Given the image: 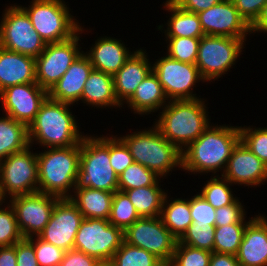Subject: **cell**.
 Returning a JSON list of instances; mask_svg holds the SVG:
<instances>
[{
	"mask_svg": "<svg viewBox=\"0 0 267 266\" xmlns=\"http://www.w3.org/2000/svg\"><path fill=\"white\" fill-rule=\"evenodd\" d=\"M0 266H17L16 243L13 246L0 247Z\"/></svg>",
	"mask_w": 267,
	"mask_h": 266,
	"instance_id": "51",
	"label": "cell"
},
{
	"mask_svg": "<svg viewBox=\"0 0 267 266\" xmlns=\"http://www.w3.org/2000/svg\"><path fill=\"white\" fill-rule=\"evenodd\" d=\"M167 99L157 76L151 71L138 85L132 97L125 102L137 114L147 115L163 108Z\"/></svg>",
	"mask_w": 267,
	"mask_h": 266,
	"instance_id": "25",
	"label": "cell"
},
{
	"mask_svg": "<svg viewBox=\"0 0 267 266\" xmlns=\"http://www.w3.org/2000/svg\"><path fill=\"white\" fill-rule=\"evenodd\" d=\"M160 177L147 167L133 163L118 176V190L125 191L153 185Z\"/></svg>",
	"mask_w": 267,
	"mask_h": 266,
	"instance_id": "36",
	"label": "cell"
},
{
	"mask_svg": "<svg viewBox=\"0 0 267 266\" xmlns=\"http://www.w3.org/2000/svg\"><path fill=\"white\" fill-rule=\"evenodd\" d=\"M110 266H166L152 253L123 241L108 263Z\"/></svg>",
	"mask_w": 267,
	"mask_h": 266,
	"instance_id": "32",
	"label": "cell"
},
{
	"mask_svg": "<svg viewBox=\"0 0 267 266\" xmlns=\"http://www.w3.org/2000/svg\"><path fill=\"white\" fill-rule=\"evenodd\" d=\"M214 234L215 225L192 223L179 242L194 248L213 252Z\"/></svg>",
	"mask_w": 267,
	"mask_h": 266,
	"instance_id": "38",
	"label": "cell"
},
{
	"mask_svg": "<svg viewBox=\"0 0 267 266\" xmlns=\"http://www.w3.org/2000/svg\"><path fill=\"white\" fill-rule=\"evenodd\" d=\"M83 219L78 207L69 198H59L49 222L38 237L64 251H69L74 249L76 233Z\"/></svg>",
	"mask_w": 267,
	"mask_h": 266,
	"instance_id": "16",
	"label": "cell"
},
{
	"mask_svg": "<svg viewBox=\"0 0 267 266\" xmlns=\"http://www.w3.org/2000/svg\"><path fill=\"white\" fill-rule=\"evenodd\" d=\"M236 258L240 266H267V218L258 215L245 227Z\"/></svg>",
	"mask_w": 267,
	"mask_h": 266,
	"instance_id": "21",
	"label": "cell"
},
{
	"mask_svg": "<svg viewBox=\"0 0 267 266\" xmlns=\"http://www.w3.org/2000/svg\"><path fill=\"white\" fill-rule=\"evenodd\" d=\"M244 40L204 35L200 38L198 56L195 65L204 81L216 80L229 71L240 56Z\"/></svg>",
	"mask_w": 267,
	"mask_h": 266,
	"instance_id": "10",
	"label": "cell"
},
{
	"mask_svg": "<svg viewBox=\"0 0 267 266\" xmlns=\"http://www.w3.org/2000/svg\"><path fill=\"white\" fill-rule=\"evenodd\" d=\"M205 35L223 36L246 41L250 26L240 16L234 2L223 0L197 13Z\"/></svg>",
	"mask_w": 267,
	"mask_h": 266,
	"instance_id": "18",
	"label": "cell"
},
{
	"mask_svg": "<svg viewBox=\"0 0 267 266\" xmlns=\"http://www.w3.org/2000/svg\"><path fill=\"white\" fill-rule=\"evenodd\" d=\"M28 146V127L8 115L0 117V160Z\"/></svg>",
	"mask_w": 267,
	"mask_h": 266,
	"instance_id": "30",
	"label": "cell"
},
{
	"mask_svg": "<svg viewBox=\"0 0 267 266\" xmlns=\"http://www.w3.org/2000/svg\"><path fill=\"white\" fill-rule=\"evenodd\" d=\"M209 266H240L236 255L212 252Z\"/></svg>",
	"mask_w": 267,
	"mask_h": 266,
	"instance_id": "50",
	"label": "cell"
},
{
	"mask_svg": "<svg viewBox=\"0 0 267 266\" xmlns=\"http://www.w3.org/2000/svg\"><path fill=\"white\" fill-rule=\"evenodd\" d=\"M75 188L118 190V175L110 165L109 137L84 136Z\"/></svg>",
	"mask_w": 267,
	"mask_h": 266,
	"instance_id": "6",
	"label": "cell"
},
{
	"mask_svg": "<svg viewBox=\"0 0 267 266\" xmlns=\"http://www.w3.org/2000/svg\"><path fill=\"white\" fill-rule=\"evenodd\" d=\"M34 247L39 266H59L65 255L64 250L47 243L38 236L34 242L33 237L27 238Z\"/></svg>",
	"mask_w": 267,
	"mask_h": 266,
	"instance_id": "43",
	"label": "cell"
},
{
	"mask_svg": "<svg viewBox=\"0 0 267 266\" xmlns=\"http://www.w3.org/2000/svg\"><path fill=\"white\" fill-rule=\"evenodd\" d=\"M240 140L253 152L263 163L267 165V127L253 128L239 127Z\"/></svg>",
	"mask_w": 267,
	"mask_h": 266,
	"instance_id": "41",
	"label": "cell"
},
{
	"mask_svg": "<svg viewBox=\"0 0 267 266\" xmlns=\"http://www.w3.org/2000/svg\"><path fill=\"white\" fill-rule=\"evenodd\" d=\"M32 1L29 8H22L46 44L67 40L79 31V22L73 19L74 16L69 13V7L63 0Z\"/></svg>",
	"mask_w": 267,
	"mask_h": 266,
	"instance_id": "7",
	"label": "cell"
},
{
	"mask_svg": "<svg viewBox=\"0 0 267 266\" xmlns=\"http://www.w3.org/2000/svg\"><path fill=\"white\" fill-rule=\"evenodd\" d=\"M164 4L165 9L172 13L165 30L166 37L201 38L205 35L198 14L181 9L172 0H167Z\"/></svg>",
	"mask_w": 267,
	"mask_h": 266,
	"instance_id": "28",
	"label": "cell"
},
{
	"mask_svg": "<svg viewBox=\"0 0 267 266\" xmlns=\"http://www.w3.org/2000/svg\"><path fill=\"white\" fill-rule=\"evenodd\" d=\"M158 181L160 179L151 186L124 191L140 217H160L166 192L160 188Z\"/></svg>",
	"mask_w": 267,
	"mask_h": 266,
	"instance_id": "31",
	"label": "cell"
},
{
	"mask_svg": "<svg viewBox=\"0 0 267 266\" xmlns=\"http://www.w3.org/2000/svg\"><path fill=\"white\" fill-rule=\"evenodd\" d=\"M83 28L71 38L54 43H47L43 52L35 58L36 82L40 87L49 91L52 86L63 76L70 65L83 51L78 46Z\"/></svg>",
	"mask_w": 267,
	"mask_h": 266,
	"instance_id": "13",
	"label": "cell"
},
{
	"mask_svg": "<svg viewBox=\"0 0 267 266\" xmlns=\"http://www.w3.org/2000/svg\"><path fill=\"white\" fill-rule=\"evenodd\" d=\"M145 53L142 49L134 51L123 67L113 75L114 92L121 105L132 97L138 85L152 71Z\"/></svg>",
	"mask_w": 267,
	"mask_h": 266,
	"instance_id": "22",
	"label": "cell"
},
{
	"mask_svg": "<svg viewBox=\"0 0 267 266\" xmlns=\"http://www.w3.org/2000/svg\"><path fill=\"white\" fill-rule=\"evenodd\" d=\"M74 191L75 195L69 199L78 207L83 218L109 219L114 192L91 188H75Z\"/></svg>",
	"mask_w": 267,
	"mask_h": 266,
	"instance_id": "27",
	"label": "cell"
},
{
	"mask_svg": "<svg viewBox=\"0 0 267 266\" xmlns=\"http://www.w3.org/2000/svg\"><path fill=\"white\" fill-rule=\"evenodd\" d=\"M72 104L49 97L41 104L34 121L28 126L29 145L37 141L46 148L68 147L81 144L75 116L70 112Z\"/></svg>",
	"mask_w": 267,
	"mask_h": 266,
	"instance_id": "3",
	"label": "cell"
},
{
	"mask_svg": "<svg viewBox=\"0 0 267 266\" xmlns=\"http://www.w3.org/2000/svg\"><path fill=\"white\" fill-rule=\"evenodd\" d=\"M48 97V91L37 82L17 84L0 92V100L6 115L25 124L34 121L41 104Z\"/></svg>",
	"mask_w": 267,
	"mask_h": 266,
	"instance_id": "17",
	"label": "cell"
},
{
	"mask_svg": "<svg viewBox=\"0 0 267 266\" xmlns=\"http://www.w3.org/2000/svg\"><path fill=\"white\" fill-rule=\"evenodd\" d=\"M124 241V231L108 219L84 218L76 233L74 249L108 264Z\"/></svg>",
	"mask_w": 267,
	"mask_h": 266,
	"instance_id": "9",
	"label": "cell"
},
{
	"mask_svg": "<svg viewBox=\"0 0 267 266\" xmlns=\"http://www.w3.org/2000/svg\"><path fill=\"white\" fill-rule=\"evenodd\" d=\"M98 259L89 256L79 250L71 249L65 252L59 266H102Z\"/></svg>",
	"mask_w": 267,
	"mask_h": 266,
	"instance_id": "48",
	"label": "cell"
},
{
	"mask_svg": "<svg viewBox=\"0 0 267 266\" xmlns=\"http://www.w3.org/2000/svg\"><path fill=\"white\" fill-rule=\"evenodd\" d=\"M36 82L35 58L0 46V92L17 84Z\"/></svg>",
	"mask_w": 267,
	"mask_h": 266,
	"instance_id": "23",
	"label": "cell"
},
{
	"mask_svg": "<svg viewBox=\"0 0 267 266\" xmlns=\"http://www.w3.org/2000/svg\"><path fill=\"white\" fill-rule=\"evenodd\" d=\"M212 252L177 241L172 260L167 266H209Z\"/></svg>",
	"mask_w": 267,
	"mask_h": 266,
	"instance_id": "39",
	"label": "cell"
},
{
	"mask_svg": "<svg viewBox=\"0 0 267 266\" xmlns=\"http://www.w3.org/2000/svg\"><path fill=\"white\" fill-rule=\"evenodd\" d=\"M93 69L90 59L83 52L48 91V97L69 104L78 102L81 100L84 84Z\"/></svg>",
	"mask_w": 267,
	"mask_h": 266,
	"instance_id": "20",
	"label": "cell"
},
{
	"mask_svg": "<svg viewBox=\"0 0 267 266\" xmlns=\"http://www.w3.org/2000/svg\"><path fill=\"white\" fill-rule=\"evenodd\" d=\"M233 2L240 16L251 26L260 15L267 0H234Z\"/></svg>",
	"mask_w": 267,
	"mask_h": 266,
	"instance_id": "46",
	"label": "cell"
},
{
	"mask_svg": "<svg viewBox=\"0 0 267 266\" xmlns=\"http://www.w3.org/2000/svg\"><path fill=\"white\" fill-rule=\"evenodd\" d=\"M0 23V46L4 49L37 58L45 49L46 42L33 28L22 6L6 8Z\"/></svg>",
	"mask_w": 267,
	"mask_h": 266,
	"instance_id": "8",
	"label": "cell"
},
{
	"mask_svg": "<svg viewBox=\"0 0 267 266\" xmlns=\"http://www.w3.org/2000/svg\"><path fill=\"white\" fill-rule=\"evenodd\" d=\"M167 103L154 126L182 152L210 126L205 102L198 98Z\"/></svg>",
	"mask_w": 267,
	"mask_h": 266,
	"instance_id": "2",
	"label": "cell"
},
{
	"mask_svg": "<svg viewBox=\"0 0 267 266\" xmlns=\"http://www.w3.org/2000/svg\"><path fill=\"white\" fill-rule=\"evenodd\" d=\"M109 157L110 165L118 176L134 163L129 148L119 137L113 135L109 137Z\"/></svg>",
	"mask_w": 267,
	"mask_h": 266,
	"instance_id": "42",
	"label": "cell"
},
{
	"mask_svg": "<svg viewBox=\"0 0 267 266\" xmlns=\"http://www.w3.org/2000/svg\"><path fill=\"white\" fill-rule=\"evenodd\" d=\"M221 176L234 184L257 186L267 180V165L240 140Z\"/></svg>",
	"mask_w": 267,
	"mask_h": 266,
	"instance_id": "19",
	"label": "cell"
},
{
	"mask_svg": "<svg viewBox=\"0 0 267 266\" xmlns=\"http://www.w3.org/2000/svg\"><path fill=\"white\" fill-rule=\"evenodd\" d=\"M2 203L0 204L1 207ZM0 208V247L13 246L23 239L12 206Z\"/></svg>",
	"mask_w": 267,
	"mask_h": 266,
	"instance_id": "40",
	"label": "cell"
},
{
	"mask_svg": "<svg viewBox=\"0 0 267 266\" xmlns=\"http://www.w3.org/2000/svg\"><path fill=\"white\" fill-rule=\"evenodd\" d=\"M81 100L92 107H122L114 92L113 76L94 69L84 84Z\"/></svg>",
	"mask_w": 267,
	"mask_h": 266,
	"instance_id": "26",
	"label": "cell"
},
{
	"mask_svg": "<svg viewBox=\"0 0 267 266\" xmlns=\"http://www.w3.org/2000/svg\"><path fill=\"white\" fill-rule=\"evenodd\" d=\"M59 197L41 192L10 198L23 238L37 237L49 222ZM35 233V234H34Z\"/></svg>",
	"mask_w": 267,
	"mask_h": 266,
	"instance_id": "15",
	"label": "cell"
},
{
	"mask_svg": "<svg viewBox=\"0 0 267 266\" xmlns=\"http://www.w3.org/2000/svg\"><path fill=\"white\" fill-rule=\"evenodd\" d=\"M244 205L237 199L233 204L215 210V226H224L232 223H249L253 217L245 222Z\"/></svg>",
	"mask_w": 267,
	"mask_h": 266,
	"instance_id": "45",
	"label": "cell"
},
{
	"mask_svg": "<svg viewBox=\"0 0 267 266\" xmlns=\"http://www.w3.org/2000/svg\"><path fill=\"white\" fill-rule=\"evenodd\" d=\"M129 148L135 163L165 177L174 167L182 168V152L154 126L148 131L133 132L119 137Z\"/></svg>",
	"mask_w": 267,
	"mask_h": 266,
	"instance_id": "5",
	"label": "cell"
},
{
	"mask_svg": "<svg viewBox=\"0 0 267 266\" xmlns=\"http://www.w3.org/2000/svg\"><path fill=\"white\" fill-rule=\"evenodd\" d=\"M168 56L183 63L195 64L198 56L200 38L166 37Z\"/></svg>",
	"mask_w": 267,
	"mask_h": 266,
	"instance_id": "37",
	"label": "cell"
},
{
	"mask_svg": "<svg viewBox=\"0 0 267 266\" xmlns=\"http://www.w3.org/2000/svg\"><path fill=\"white\" fill-rule=\"evenodd\" d=\"M152 71L170 101L198 99L192 87L204 79L195 64L183 63L166 55L153 64Z\"/></svg>",
	"mask_w": 267,
	"mask_h": 266,
	"instance_id": "14",
	"label": "cell"
},
{
	"mask_svg": "<svg viewBox=\"0 0 267 266\" xmlns=\"http://www.w3.org/2000/svg\"><path fill=\"white\" fill-rule=\"evenodd\" d=\"M31 146L0 160V195L10 197L38 192L37 153ZM7 194V195H6Z\"/></svg>",
	"mask_w": 267,
	"mask_h": 266,
	"instance_id": "11",
	"label": "cell"
},
{
	"mask_svg": "<svg viewBox=\"0 0 267 266\" xmlns=\"http://www.w3.org/2000/svg\"><path fill=\"white\" fill-rule=\"evenodd\" d=\"M17 266H39L33 244L23 238L16 243Z\"/></svg>",
	"mask_w": 267,
	"mask_h": 266,
	"instance_id": "47",
	"label": "cell"
},
{
	"mask_svg": "<svg viewBox=\"0 0 267 266\" xmlns=\"http://www.w3.org/2000/svg\"><path fill=\"white\" fill-rule=\"evenodd\" d=\"M80 152L81 144L37 153L38 192L69 198L71 188L75 189Z\"/></svg>",
	"mask_w": 267,
	"mask_h": 266,
	"instance_id": "4",
	"label": "cell"
},
{
	"mask_svg": "<svg viewBox=\"0 0 267 266\" xmlns=\"http://www.w3.org/2000/svg\"><path fill=\"white\" fill-rule=\"evenodd\" d=\"M248 223L215 226L213 252L236 255Z\"/></svg>",
	"mask_w": 267,
	"mask_h": 266,
	"instance_id": "33",
	"label": "cell"
},
{
	"mask_svg": "<svg viewBox=\"0 0 267 266\" xmlns=\"http://www.w3.org/2000/svg\"><path fill=\"white\" fill-rule=\"evenodd\" d=\"M120 41L111 37L100 38L91 50L85 53L94 70L113 76L123 67L132 53Z\"/></svg>",
	"mask_w": 267,
	"mask_h": 266,
	"instance_id": "24",
	"label": "cell"
},
{
	"mask_svg": "<svg viewBox=\"0 0 267 266\" xmlns=\"http://www.w3.org/2000/svg\"><path fill=\"white\" fill-rule=\"evenodd\" d=\"M140 218L132 202L124 191L114 192L111 204V213L108 221L125 231Z\"/></svg>",
	"mask_w": 267,
	"mask_h": 266,
	"instance_id": "34",
	"label": "cell"
},
{
	"mask_svg": "<svg viewBox=\"0 0 267 266\" xmlns=\"http://www.w3.org/2000/svg\"><path fill=\"white\" fill-rule=\"evenodd\" d=\"M232 183L222 176L212 177L202 188L201 194L205 200L215 209L233 204L238 198L234 197L231 188Z\"/></svg>",
	"mask_w": 267,
	"mask_h": 266,
	"instance_id": "35",
	"label": "cell"
},
{
	"mask_svg": "<svg viewBox=\"0 0 267 266\" xmlns=\"http://www.w3.org/2000/svg\"><path fill=\"white\" fill-rule=\"evenodd\" d=\"M240 141V128L209 126L182 151V169L188 172L214 175L225 170L232 151Z\"/></svg>",
	"mask_w": 267,
	"mask_h": 266,
	"instance_id": "1",
	"label": "cell"
},
{
	"mask_svg": "<svg viewBox=\"0 0 267 266\" xmlns=\"http://www.w3.org/2000/svg\"><path fill=\"white\" fill-rule=\"evenodd\" d=\"M167 198L166 193L160 218L172 235L179 241L193 222L190 214V200L178 198L168 203Z\"/></svg>",
	"mask_w": 267,
	"mask_h": 266,
	"instance_id": "29",
	"label": "cell"
},
{
	"mask_svg": "<svg viewBox=\"0 0 267 266\" xmlns=\"http://www.w3.org/2000/svg\"><path fill=\"white\" fill-rule=\"evenodd\" d=\"M124 241L152 253L167 266L178 240L160 217H140L124 231Z\"/></svg>",
	"mask_w": 267,
	"mask_h": 266,
	"instance_id": "12",
	"label": "cell"
},
{
	"mask_svg": "<svg viewBox=\"0 0 267 266\" xmlns=\"http://www.w3.org/2000/svg\"><path fill=\"white\" fill-rule=\"evenodd\" d=\"M256 31L267 33V2L264 4L256 21L250 26L251 33H255Z\"/></svg>",
	"mask_w": 267,
	"mask_h": 266,
	"instance_id": "52",
	"label": "cell"
},
{
	"mask_svg": "<svg viewBox=\"0 0 267 266\" xmlns=\"http://www.w3.org/2000/svg\"><path fill=\"white\" fill-rule=\"evenodd\" d=\"M181 9L192 12L199 13L201 11L207 10L208 8L216 5L223 0H172Z\"/></svg>",
	"mask_w": 267,
	"mask_h": 266,
	"instance_id": "49",
	"label": "cell"
},
{
	"mask_svg": "<svg viewBox=\"0 0 267 266\" xmlns=\"http://www.w3.org/2000/svg\"><path fill=\"white\" fill-rule=\"evenodd\" d=\"M1 203H5L4 200L2 199L1 195H0V204Z\"/></svg>",
	"mask_w": 267,
	"mask_h": 266,
	"instance_id": "53",
	"label": "cell"
},
{
	"mask_svg": "<svg viewBox=\"0 0 267 266\" xmlns=\"http://www.w3.org/2000/svg\"><path fill=\"white\" fill-rule=\"evenodd\" d=\"M215 210L201 194L190 198V214L193 224L215 225Z\"/></svg>",
	"mask_w": 267,
	"mask_h": 266,
	"instance_id": "44",
	"label": "cell"
}]
</instances>
